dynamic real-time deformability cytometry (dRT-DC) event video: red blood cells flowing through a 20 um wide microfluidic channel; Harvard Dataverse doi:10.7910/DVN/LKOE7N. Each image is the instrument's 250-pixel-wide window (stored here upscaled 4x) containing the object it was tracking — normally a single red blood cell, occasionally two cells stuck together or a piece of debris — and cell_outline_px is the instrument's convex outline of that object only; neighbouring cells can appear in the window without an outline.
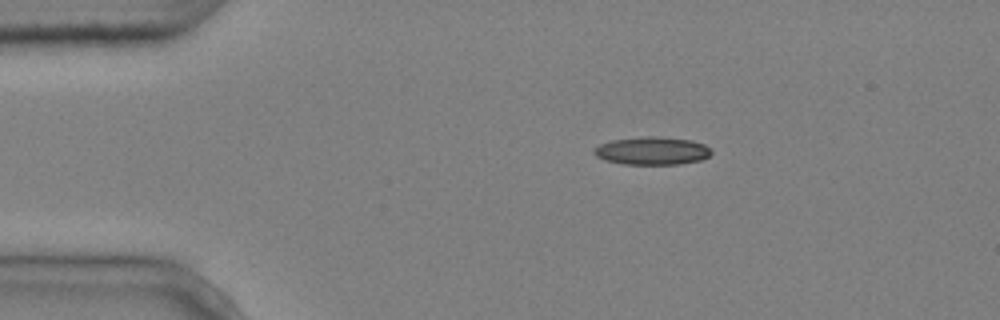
{"species": "common noctule bat (a hibernating species)", "species_latin": "Nyctalus noctula", "temperature_condition": "cold", "stored_images_in_passage": 8, "camera_frame_rate_fps": 3000, "um_per_image_px": 0.085, "animal": {"sex": "male", "body_mass_g": 20.4}, "frame": {"image": 1, "passage_image": 1, "time_ms": 0.0, "image_size_px": [1000, 320], "cell_outline_px": [[712, 152], [708, 156], [700, 160], [680, 164], [624, 164], [604, 160], [596, 156], [592, 152], [592, 148], [600, 144], [612, 140], [648, 136], [660, 136], [692, 140], [704, 144]], "centroid_in_image_um": [55.4, 12.81], "position_along_channel_um": 29.6, "area_um2": 19.13}}
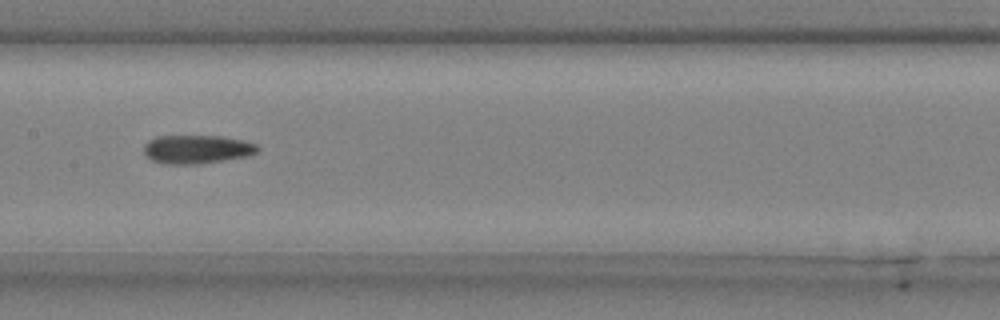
{"frame": {"image": 2, "passage_image": 6, "time_ms": 1.667, "image_size_px": [1000, 320], "cell_outline_px": [[260, 148], [252, 156], [200, 164], [164, 164], [152, 160], [144, 156], [144, 144], [148, 140], [156, 136], [224, 136], [244, 140], [256, 144]], "centroid_in_image_um": [16.75, 12.69], "position_along_channel_um": 190.7, "area_um2": 19.36}}
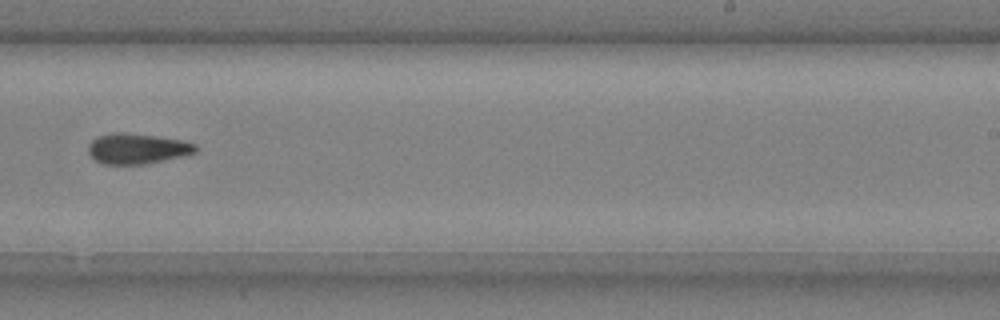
{"frame": {"image": 3, "passage_image": 8, "time_ms": 2.333, "image_size_px": [1000, 320], "cell_outline_px": [[200, 148], [196, 152], [184, 156], [144, 164], [100, 164], [88, 152], [88, 144], [96, 136], [112, 132], [124, 132], [156, 136], [180, 140], [196, 144]], "centroid_in_image_um": [11.66, 12.63], "position_along_channel_um": 277.3, "area_um2": 19.19}}